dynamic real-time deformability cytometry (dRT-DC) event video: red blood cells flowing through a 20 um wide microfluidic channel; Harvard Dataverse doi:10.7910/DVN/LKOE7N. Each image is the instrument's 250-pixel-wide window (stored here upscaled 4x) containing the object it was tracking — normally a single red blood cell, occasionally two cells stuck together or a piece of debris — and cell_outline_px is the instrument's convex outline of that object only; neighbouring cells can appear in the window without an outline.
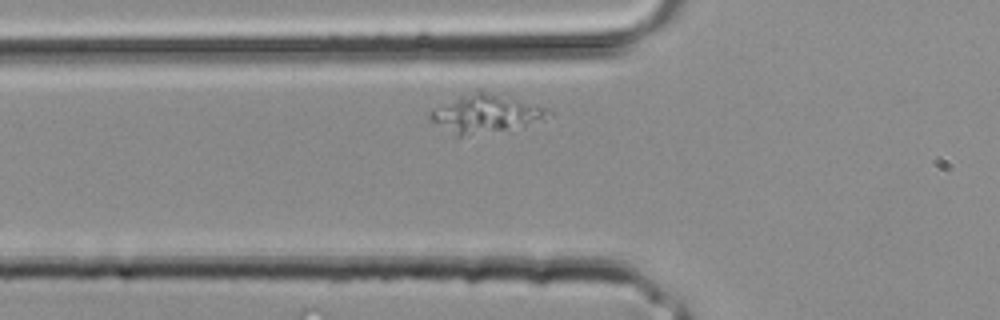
{"species": "common noctule bat (a hibernating species)", "species_latin": "Nyctalus noctula", "temperature_condition": "room temperature", "stored_images_in_passage": 4, "camera_frame_rate_fps": 3000, "um_per_image_px": 0.085, "animal": {"sex": "male", "body_mass_g": 20.4}, "frame": {"image": 1, "passage_image": 4, "time_ms": 1.0, "image_size_px": [1000, 320], "cell_outline_px": [[552, 112], [544, 120], [524, 128], [460, 136], [456, 136], [428, 120], [428, 112], [432, 108], [476, 88], [480, 88], [536, 104], [548, 108]], "centroid_in_image_um": [41.29, 9.64], "position_along_channel_um": 84.5, "area_um2": 27.4}}